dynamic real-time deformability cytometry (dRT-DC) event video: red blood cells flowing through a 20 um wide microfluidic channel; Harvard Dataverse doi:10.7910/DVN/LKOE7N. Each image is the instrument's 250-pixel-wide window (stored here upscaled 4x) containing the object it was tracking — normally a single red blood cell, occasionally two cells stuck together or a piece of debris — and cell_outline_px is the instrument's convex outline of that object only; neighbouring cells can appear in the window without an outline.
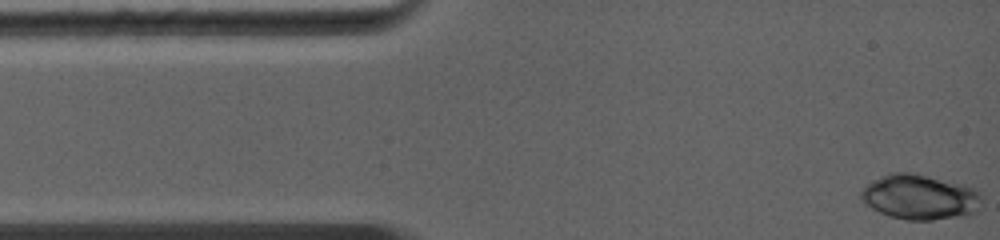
{"species": "common noctule bat (a hibernating species)", "species_latin": "Nyctalus noctula", "temperature_condition": "warm", "stored_images_in_passage": 46, "camera_frame_rate_fps": 5000, "um_per_image_px": 0.085, "animal": {"sex": "female", "body_mass_g": 19.0, "forearm_length_mm": 56.7}, "frame": {"image": 1, "passage_image": 1, "time_ms": 0.0, "image_size_px": [1000, 240], "cell_outline_px": [[980, 200], [972, 212], [968, 216], [932, 220], [904, 220], [880, 212], [864, 204], [860, 200], [860, 192], [868, 184], [888, 172], [912, 172], [960, 184], [972, 188], [980, 192]], "centroid_in_image_um": [78.13, 16.75], "position_along_channel_um": 6.9, "area_um2": 31.39}}
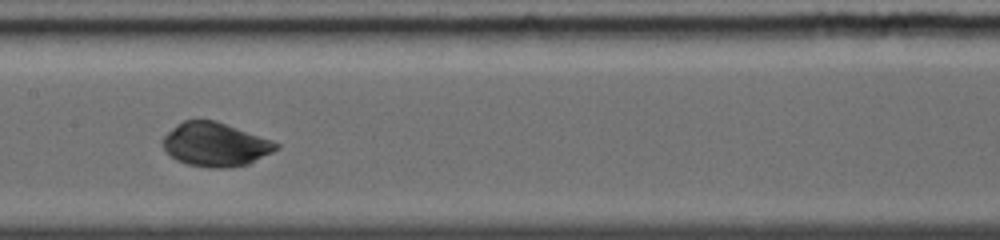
{"frame": {"image": 2, "passage_image": 27, "time_ms": 5.8, "image_size_px": [1000, 240], "cell_outline_px": [[280, 148], [248, 164], [232, 168], [208, 168], [188, 164], [176, 160], [164, 148], [164, 136], [172, 128], [184, 120], [216, 120], [272, 140], [280, 144]], "centroid_in_image_um": [18.34, 12.29], "position_along_channel_um": 189.1, "area_um2": 28.84}}
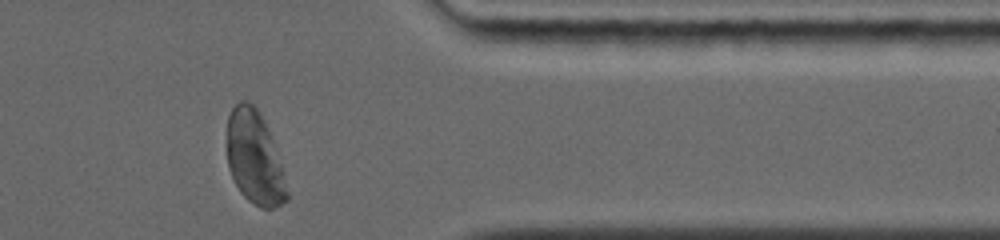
{"frame": {"image": 3, "passage_image": 46, "time_ms": 10.6, "image_size_px": [1000, 240], "cell_outline_px": [[288, 200], [272, 208], [260, 208], [248, 200], [240, 192], [228, 168], [228, 116], [232, 108], [240, 100], [248, 100], [256, 108], [264, 120], [268, 128], [284, 172], [288, 192]], "centroid_in_image_um": [21.65, 13.42], "position_along_channel_um": 389.8, "area_um2": 32.43}, "authors_computed_cell_mechanics": {"area_um2": 29.3624, "velocity_mm_per_s": 4.4115, "shape_relaxation_time_tau1_ms": 4.2085, "shape_relaxation_time_tau2_ms": null, "deformation_change_tau1": 0.2355, "deformation_change_tau2": null}}